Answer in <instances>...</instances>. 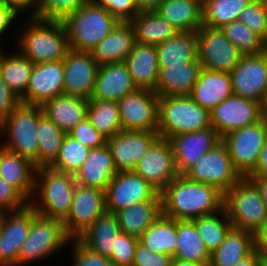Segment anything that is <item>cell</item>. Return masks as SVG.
Masks as SVG:
<instances>
[{"mask_svg":"<svg viewBox=\"0 0 267 266\" xmlns=\"http://www.w3.org/2000/svg\"><path fill=\"white\" fill-rule=\"evenodd\" d=\"M160 195L162 214L174 220H193L224 208L221 191L184 175H178Z\"/></svg>","mask_w":267,"mask_h":266,"instance_id":"cell-1","label":"cell"},{"mask_svg":"<svg viewBox=\"0 0 267 266\" xmlns=\"http://www.w3.org/2000/svg\"><path fill=\"white\" fill-rule=\"evenodd\" d=\"M26 18L13 39L18 50L34 64L63 60L70 47L62 20Z\"/></svg>","mask_w":267,"mask_h":266,"instance_id":"cell-2","label":"cell"},{"mask_svg":"<svg viewBox=\"0 0 267 266\" xmlns=\"http://www.w3.org/2000/svg\"><path fill=\"white\" fill-rule=\"evenodd\" d=\"M75 185L72 174L50 167L38 168L29 205L40 215L64 221L71 209Z\"/></svg>","mask_w":267,"mask_h":266,"instance_id":"cell-3","label":"cell"},{"mask_svg":"<svg viewBox=\"0 0 267 266\" xmlns=\"http://www.w3.org/2000/svg\"><path fill=\"white\" fill-rule=\"evenodd\" d=\"M62 22L71 50L91 52L120 22L93 1L68 13Z\"/></svg>","mask_w":267,"mask_h":266,"instance_id":"cell-4","label":"cell"},{"mask_svg":"<svg viewBox=\"0 0 267 266\" xmlns=\"http://www.w3.org/2000/svg\"><path fill=\"white\" fill-rule=\"evenodd\" d=\"M212 127L210 111L189 95L159 97L158 134L169 139L174 135Z\"/></svg>","mask_w":267,"mask_h":266,"instance_id":"cell-5","label":"cell"},{"mask_svg":"<svg viewBox=\"0 0 267 266\" xmlns=\"http://www.w3.org/2000/svg\"><path fill=\"white\" fill-rule=\"evenodd\" d=\"M42 106L20 103L2 121L0 144L31 161L37 168V125L43 115ZM5 138V139H4ZM2 141V142H1Z\"/></svg>","mask_w":267,"mask_h":266,"instance_id":"cell-6","label":"cell"},{"mask_svg":"<svg viewBox=\"0 0 267 266\" xmlns=\"http://www.w3.org/2000/svg\"><path fill=\"white\" fill-rule=\"evenodd\" d=\"M70 240L63 221L40 215L32 208L31 229L19 252L18 266L51 258L63 248L66 249Z\"/></svg>","mask_w":267,"mask_h":266,"instance_id":"cell-7","label":"cell"},{"mask_svg":"<svg viewBox=\"0 0 267 266\" xmlns=\"http://www.w3.org/2000/svg\"><path fill=\"white\" fill-rule=\"evenodd\" d=\"M224 208L234 228L251 233L267 218V207L261 194L248 178H241L224 194Z\"/></svg>","mask_w":267,"mask_h":266,"instance_id":"cell-8","label":"cell"},{"mask_svg":"<svg viewBox=\"0 0 267 266\" xmlns=\"http://www.w3.org/2000/svg\"><path fill=\"white\" fill-rule=\"evenodd\" d=\"M267 139V117L222 137L234 169L247 178L255 169Z\"/></svg>","mask_w":267,"mask_h":266,"instance_id":"cell-9","label":"cell"},{"mask_svg":"<svg viewBox=\"0 0 267 266\" xmlns=\"http://www.w3.org/2000/svg\"><path fill=\"white\" fill-rule=\"evenodd\" d=\"M197 46L199 62L207 70L230 73L243 56L221 28L202 25L197 30Z\"/></svg>","mask_w":267,"mask_h":266,"instance_id":"cell-10","label":"cell"},{"mask_svg":"<svg viewBox=\"0 0 267 266\" xmlns=\"http://www.w3.org/2000/svg\"><path fill=\"white\" fill-rule=\"evenodd\" d=\"M187 178L216 187L225 194L242 177L234 169L227 147L221 141L185 174Z\"/></svg>","mask_w":267,"mask_h":266,"instance_id":"cell-11","label":"cell"},{"mask_svg":"<svg viewBox=\"0 0 267 266\" xmlns=\"http://www.w3.org/2000/svg\"><path fill=\"white\" fill-rule=\"evenodd\" d=\"M123 131L158 132L159 96L151 90L136 89L118 101Z\"/></svg>","mask_w":267,"mask_h":266,"instance_id":"cell-12","label":"cell"},{"mask_svg":"<svg viewBox=\"0 0 267 266\" xmlns=\"http://www.w3.org/2000/svg\"><path fill=\"white\" fill-rule=\"evenodd\" d=\"M230 75L233 95L267 106V50L258 55H243Z\"/></svg>","mask_w":267,"mask_h":266,"instance_id":"cell-13","label":"cell"},{"mask_svg":"<svg viewBox=\"0 0 267 266\" xmlns=\"http://www.w3.org/2000/svg\"><path fill=\"white\" fill-rule=\"evenodd\" d=\"M211 125L221 136L255 124L265 116V108L258 102L231 95L210 111Z\"/></svg>","mask_w":267,"mask_h":266,"instance_id":"cell-14","label":"cell"},{"mask_svg":"<svg viewBox=\"0 0 267 266\" xmlns=\"http://www.w3.org/2000/svg\"><path fill=\"white\" fill-rule=\"evenodd\" d=\"M148 200H161V195L133 171L117 172L105 190L106 212L110 213Z\"/></svg>","mask_w":267,"mask_h":266,"instance_id":"cell-15","label":"cell"},{"mask_svg":"<svg viewBox=\"0 0 267 266\" xmlns=\"http://www.w3.org/2000/svg\"><path fill=\"white\" fill-rule=\"evenodd\" d=\"M105 212V191L76 183L70 212L63 221L66 234L77 239Z\"/></svg>","mask_w":267,"mask_h":266,"instance_id":"cell-16","label":"cell"},{"mask_svg":"<svg viewBox=\"0 0 267 266\" xmlns=\"http://www.w3.org/2000/svg\"><path fill=\"white\" fill-rule=\"evenodd\" d=\"M133 172L160 194L179 175L169 140L159 137L137 163Z\"/></svg>","mask_w":267,"mask_h":266,"instance_id":"cell-17","label":"cell"},{"mask_svg":"<svg viewBox=\"0 0 267 266\" xmlns=\"http://www.w3.org/2000/svg\"><path fill=\"white\" fill-rule=\"evenodd\" d=\"M174 161L179 175H184L206 152L218 145L222 138L213 128L182 133L170 137Z\"/></svg>","mask_w":267,"mask_h":266,"instance_id":"cell-18","label":"cell"},{"mask_svg":"<svg viewBox=\"0 0 267 266\" xmlns=\"http://www.w3.org/2000/svg\"><path fill=\"white\" fill-rule=\"evenodd\" d=\"M159 138L158 132L120 131L107 139L117 172L133 171Z\"/></svg>","mask_w":267,"mask_h":266,"instance_id":"cell-19","label":"cell"},{"mask_svg":"<svg viewBox=\"0 0 267 266\" xmlns=\"http://www.w3.org/2000/svg\"><path fill=\"white\" fill-rule=\"evenodd\" d=\"M32 224V207L3 212L0 229V266H18L22 244L29 235Z\"/></svg>","mask_w":267,"mask_h":266,"instance_id":"cell-20","label":"cell"},{"mask_svg":"<svg viewBox=\"0 0 267 266\" xmlns=\"http://www.w3.org/2000/svg\"><path fill=\"white\" fill-rule=\"evenodd\" d=\"M64 94L90 99L99 65L91 52L69 50L63 59Z\"/></svg>","mask_w":267,"mask_h":266,"instance_id":"cell-21","label":"cell"},{"mask_svg":"<svg viewBox=\"0 0 267 266\" xmlns=\"http://www.w3.org/2000/svg\"><path fill=\"white\" fill-rule=\"evenodd\" d=\"M63 60L34 64L22 103L42 106L46 101L64 93Z\"/></svg>","mask_w":267,"mask_h":266,"instance_id":"cell-22","label":"cell"},{"mask_svg":"<svg viewBox=\"0 0 267 266\" xmlns=\"http://www.w3.org/2000/svg\"><path fill=\"white\" fill-rule=\"evenodd\" d=\"M136 89L137 87L124 62L105 64L98 68L90 99L118 102Z\"/></svg>","mask_w":267,"mask_h":266,"instance_id":"cell-23","label":"cell"},{"mask_svg":"<svg viewBox=\"0 0 267 266\" xmlns=\"http://www.w3.org/2000/svg\"><path fill=\"white\" fill-rule=\"evenodd\" d=\"M116 173L111 150L106 144L90 149L74 178L77 184L105 191Z\"/></svg>","mask_w":267,"mask_h":266,"instance_id":"cell-24","label":"cell"},{"mask_svg":"<svg viewBox=\"0 0 267 266\" xmlns=\"http://www.w3.org/2000/svg\"><path fill=\"white\" fill-rule=\"evenodd\" d=\"M231 95L233 90L230 73L202 68L189 96L201 107L211 111Z\"/></svg>","mask_w":267,"mask_h":266,"instance_id":"cell-25","label":"cell"},{"mask_svg":"<svg viewBox=\"0 0 267 266\" xmlns=\"http://www.w3.org/2000/svg\"><path fill=\"white\" fill-rule=\"evenodd\" d=\"M36 170L31 161L0 144V176L28 201L34 194Z\"/></svg>","mask_w":267,"mask_h":266,"instance_id":"cell-26","label":"cell"},{"mask_svg":"<svg viewBox=\"0 0 267 266\" xmlns=\"http://www.w3.org/2000/svg\"><path fill=\"white\" fill-rule=\"evenodd\" d=\"M135 44V33L130 22H119L113 31L100 41L91 54L101 66L124 62Z\"/></svg>","mask_w":267,"mask_h":266,"instance_id":"cell-27","label":"cell"},{"mask_svg":"<svg viewBox=\"0 0 267 266\" xmlns=\"http://www.w3.org/2000/svg\"><path fill=\"white\" fill-rule=\"evenodd\" d=\"M124 63L138 89L155 91L160 69L155 46L135 42Z\"/></svg>","mask_w":267,"mask_h":266,"instance_id":"cell-28","label":"cell"},{"mask_svg":"<svg viewBox=\"0 0 267 266\" xmlns=\"http://www.w3.org/2000/svg\"><path fill=\"white\" fill-rule=\"evenodd\" d=\"M88 99L60 94L42 105L45 116L62 131L70 132L87 118Z\"/></svg>","mask_w":267,"mask_h":266,"instance_id":"cell-29","label":"cell"},{"mask_svg":"<svg viewBox=\"0 0 267 266\" xmlns=\"http://www.w3.org/2000/svg\"><path fill=\"white\" fill-rule=\"evenodd\" d=\"M155 93L159 96L190 95L199 78L202 65L199 59L184 66L159 67Z\"/></svg>","mask_w":267,"mask_h":266,"instance_id":"cell-30","label":"cell"},{"mask_svg":"<svg viewBox=\"0 0 267 266\" xmlns=\"http://www.w3.org/2000/svg\"><path fill=\"white\" fill-rule=\"evenodd\" d=\"M155 47L159 67L184 66L198 59L197 31H178Z\"/></svg>","mask_w":267,"mask_h":266,"instance_id":"cell-31","label":"cell"},{"mask_svg":"<svg viewBox=\"0 0 267 266\" xmlns=\"http://www.w3.org/2000/svg\"><path fill=\"white\" fill-rule=\"evenodd\" d=\"M120 233L117 215L105 212L77 239L91 251L110 259L115 238Z\"/></svg>","mask_w":267,"mask_h":266,"instance_id":"cell-32","label":"cell"},{"mask_svg":"<svg viewBox=\"0 0 267 266\" xmlns=\"http://www.w3.org/2000/svg\"><path fill=\"white\" fill-rule=\"evenodd\" d=\"M155 12L178 31H197L202 26L200 0H163Z\"/></svg>","mask_w":267,"mask_h":266,"instance_id":"cell-33","label":"cell"},{"mask_svg":"<svg viewBox=\"0 0 267 266\" xmlns=\"http://www.w3.org/2000/svg\"><path fill=\"white\" fill-rule=\"evenodd\" d=\"M6 52L0 44V73L9 89L21 99L26 94L34 63L17 48Z\"/></svg>","mask_w":267,"mask_h":266,"instance_id":"cell-34","label":"cell"},{"mask_svg":"<svg viewBox=\"0 0 267 266\" xmlns=\"http://www.w3.org/2000/svg\"><path fill=\"white\" fill-rule=\"evenodd\" d=\"M254 251L253 233L232 227L219 248L211 254L209 266H235Z\"/></svg>","mask_w":267,"mask_h":266,"instance_id":"cell-35","label":"cell"},{"mask_svg":"<svg viewBox=\"0 0 267 266\" xmlns=\"http://www.w3.org/2000/svg\"><path fill=\"white\" fill-rule=\"evenodd\" d=\"M121 232L139 238L162 214L161 200H148L115 213Z\"/></svg>","mask_w":267,"mask_h":266,"instance_id":"cell-36","label":"cell"},{"mask_svg":"<svg viewBox=\"0 0 267 266\" xmlns=\"http://www.w3.org/2000/svg\"><path fill=\"white\" fill-rule=\"evenodd\" d=\"M130 23L134 28L135 42L141 44L157 46L178 32L155 11L138 13Z\"/></svg>","mask_w":267,"mask_h":266,"instance_id":"cell-37","label":"cell"},{"mask_svg":"<svg viewBox=\"0 0 267 266\" xmlns=\"http://www.w3.org/2000/svg\"><path fill=\"white\" fill-rule=\"evenodd\" d=\"M138 239L153 252L174 257L177 248V220L161 214Z\"/></svg>","mask_w":267,"mask_h":266,"instance_id":"cell-38","label":"cell"},{"mask_svg":"<svg viewBox=\"0 0 267 266\" xmlns=\"http://www.w3.org/2000/svg\"><path fill=\"white\" fill-rule=\"evenodd\" d=\"M173 258L210 264L211 255L191 220H177V248Z\"/></svg>","mask_w":267,"mask_h":266,"instance_id":"cell-39","label":"cell"},{"mask_svg":"<svg viewBox=\"0 0 267 266\" xmlns=\"http://www.w3.org/2000/svg\"><path fill=\"white\" fill-rule=\"evenodd\" d=\"M37 169L50 167L57 159L60 147L67 135L43 114L37 125Z\"/></svg>","mask_w":267,"mask_h":266,"instance_id":"cell-40","label":"cell"},{"mask_svg":"<svg viewBox=\"0 0 267 266\" xmlns=\"http://www.w3.org/2000/svg\"><path fill=\"white\" fill-rule=\"evenodd\" d=\"M191 221L195 224L210 255L219 248L233 227L225 208L215 214L202 216Z\"/></svg>","mask_w":267,"mask_h":266,"instance_id":"cell-41","label":"cell"},{"mask_svg":"<svg viewBox=\"0 0 267 266\" xmlns=\"http://www.w3.org/2000/svg\"><path fill=\"white\" fill-rule=\"evenodd\" d=\"M87 118L107 139L122 131L116 101L89 99Z\"/></svg>","mask_w":267,"mask_h":266,"instance_id":"cell-42","label":"cell"},{"mask_svg":"<svg viewBox=\"0 0 267 266\" xmlns=\"http://www.w3.org/2000/svg\"><path fill=\"white\" fill-rule=\"evenodd\" d=\"M250 0H204L202 2V25L222 28L238 20L240 12Z\"/></svg>","mask_w":267,"mask_h":266,"instance_id":"cell-43","label":"cell"},{"mask_svg":"<svg viewBox=\"0 0 267 266\" xmlns=\"http://www.w3.org/2000/svg\"><path fill=\"white\" fill-rule=\"evenodd\" d=\"M221 30L243 55H258L267 50L265 41L239 20L224 25Z\"/></svg>","mask_w":267,"mask_h":266,"instance_id":"cell-44","label":"cell"},{"mask_svg":"<svg viewBox=\"0 0 267 266\" xmlns=\"http://www.w3.org/2000/svg\"><path fill=\"white\" fill-rule=\"evenodd\" d=\"M90 149L67 134L60 147L58 157L50 168L75 175L87 159Z\"/></svg>","mask_w":267,"mask_h":266,"instance_id":"cell-45","label":"cell"},{"mask_svg":"<svg viewBox=\"0 0 267 266\" xmlns=\"http://www.w3.org/2000/svg\"><path fill=\"white\" fill-rule=\"evenodd\" d=\"M238 20L266 42L267 0H250L240 12Z\"/></svg>","mask_w":267,"mask_h":266,"instance_id":"cell-46","label":"cell"},{"mask_svg":"<svg viewBox=\"0 0 267 266\" xmlns=\"http://www.w3.org/2000/svg\"><path fill=\"white\" fill-rule=\"evenodd\" d=\"M93 0H40V7L35 17L62 20L68 13L76 11Z\"/></svg>","mask_w":267,"mask_h":266,"instance_id":"cell-47","label":"cell"},{"mask_svg":"<svg viewBox=\"0 0 267 266\" xmlns=\"http://www.w3.org/2000/svg\"><path fill=\"white\" fill-rule=\"evenodd\" d=\"M139 239L121 232L115 238L112 249L111 262L114 266H132L135 247Z\"/></svg>","mask_w":267,"mask_h":266,"instance_id":"cell-48","label":"cell"},{"mask_svg":"<svg viewBox=\"0 0 267 266\" xmlns=\"http://www.w3.org/2000/svg\"><path fill=\"white\" fill-rule=\"evenodd\" d=\"M72 253L71 266H114L108 257L95 253L84 246L78 239L69 242Z\"/></svg>","mask_w":267,"mask_h":266,"instance_id":"cell-49","label":"cell"},{"mask_svg":"<svg viewBox=\"0 0 267 266\" xmlns=\"http://www.w3.org/2000/svg\"><path fill=\"white\" fill-rule=\"evenodd\" d=\"M68 135L91 149L102 147L107 143V138L91 124L88 118L75 126Z\"/></svg>","mask_w":267,"mask_h":266,"instance_id":"cell-50","label":"cell"},{"mask_svg":"<svg viewBox=\"0 0 267 266\" xmlns=\"http://www.w3.org/2000/svg\"><path fill=\"white\" fill-rule=\"evenodd\" d=\"M29 201L0 176V211L13 212L25 208Z\"/></svg>","mask_w":267,"mask_h":266,"instance_id":"cell-51","label":"cell"},{"mask_svg":"<svg viewBox=\"0 0 267 266\" xmlns=\"http://www.w3.org/2000/svg\"><path fill=\"white\" fill-rule=\"evenodd\" d=\"M119 21L130 22L139 12L136 0H93Z\"/></svg>","mask_w":267,"mask_h":266,"instance_id":"cell-52","label":"cell"},{"mask_svg":"<svg viewBox=\"0 0 267 266\" xmlns=\"http://www.w3.org/2000/svg\"><path fill=\"white\" fill-rule=\"evenodd\" d=\"M172 260V256L155 253L138 241L134 251L132 266H171Z\"/></svg>","mask_w":267,"mask_h":266,"instance_id":"cell-53","label":"cell"},{"mask_svg":"<svg viewBox=\"0 0 267 266\" xmlns=\"http://www.w3.org/2000/svg\"><path fill=\"white\" fill-rule=\"evenodd\" d=\"M20 103V98L9 89L0 73V120L3 121Z\"/></svg>","mask_w":267,"mask_h":266,"instance_id":"cell-54","label":"cell"},{"mask_svg":"<svg viewBox=\"0 0 267 266\" xmlns=\"http://www.w3.org/2000/svg\"><path fill=\"white\" fill-rule=\"evenodd\" d=\"M20 15L9 5L0 1V43L1 38L4 39V34L8 35L7 32L14 23H18ZM17 20V21H16Z\"/></svg>","mask_w":267,"mask_h":266,"instance_id":"cell-55","label":"cell"},{"mask_svg":"<svg viewBox=\"0 0 267 266\" xmlns=\"http://www.w3.org/2000/svg\"><path fill=\"white\" fill-rule=\"evenodd\" d=\"M12 7L21 17L23 16H35L38 13L40 7V0H0ZM29 12V13H27ZM26 13V14H25Z\"/></svg>","mask_w":267,"mask_h":266,"instance_id":"cell-56","label":"cell"},{"mask_svg":"<svg viewBox=\"0 0 267 266\" xmlns=\"http://www.w3.org/2000/svg\"><path fill=\"white\" fill-rule=\"evenodd\" d=\"M255 250L260 253H267V218L261 226L253 232Z\"/></svg>","mask_w":267,"mask_h":266,"instance_id":"cell-57","label":"cell"},{"mask_svg":"<svg viewBox=\"0 0 267 266\" xmlns=\"http://www.w3.org/2000/svg\"><path fill=\"white\" fill-rule=\"evenodd\" d=\"M248 177H267V139L254 171Z\"/></svg>","mask_w":267,"mask_h":266,"instance_id":"cell-58","label":"cell"},{"mask_svg":"<svg viewBox=\"0 0 267 266\" xmlns=\"http://www.w3.org/2000/svg\"><path fill=\"white\" fill-rule=\"evenodd\" d=\"M163 0H136L138 12H153Z\"/></svg>","mask_w":267,"mask_h":266,"instance_id":"cell-59","label":"cell"},{"mask_svg":"<svg viewBox=\"0 0 267 266\" xmlns=\"http://www.w3.org/2000/svg\"><path fill=\"white\" fill-rule=\"evenodd\" d=\"M250 179L258 188L262 200L267 207V177H247Z\"/></svg>","mask_w":267,"mask_h":266,"instance_id":"cell-60","label":"cell"},{"mask_svg":"<svg viewBox=\"0 0 267 266\" xmlns=\"http://www.w3.org/2000/svg\"><path fill=\"white\" fill-rule=\"evenodd\" d=\"M235 266H260V252L255 250L248 257L240 260Z\"/></svg>","mask_w":267,"mask_h":266,"instance_id":"cell-61","label":"cell"},{"mask_svg":"<svg viewBox=\"0 0 267 266\" xmlns=\"http://www.w3.org/2000/svg\"><path fill=\"white\" fill-rule=\"evenodd\" d=\"M171 266H209V264L197 263L192 261L173 258Z\"/></svg>","mask_w":267,"mask_h":266,"instance_id":"cell-62","label":"cell"},{"mask_svg":"<svg viewBox=\"0 0 267 266\" xmlns=\"http://www.w3.org/2000/svg\"><path fill=\"white\" fill-rule=\"evenodd\" d=\"M260 266H267V253H260Z\"/></svg>","mask_w":267,"mask_h":266,"instance_id":"cell-63","label":"cell"},{"mask_svg":"<svg viewBox=\"0 0 267 266\" xmlns=\"http://www.w3.org/2000/svg\"><path fill=\"white\" fill-rule=\"evenodd\" d=\"M2 220H3V212L0 211V229L2 226Z\"/></svg>","mask_w":267,"mask_h":266,"instance_id":"cell-64","label":"cell"},{"mask_svg":"<svg viewBox=\"0 0 267 266\" xmlns=\"http://www.w3.org/2000/svg\"><path fill=\"white\" fill-rule=\"evenodd\" d=\"M1 130H2V121L0 120V135H1Z\"/></svg>","mask_w":267,"mask_h":266,"instance_id":"cell-65","label":"cell"},{"mask_svg":"<svg viewBox=\"0 0 267 266\" xmlns=\"http://www.w3.org/2000/svg\"><path fill=\"white\" fill-rule=\"evenodd\" d=\"M265 116L267 117V106L265 107Z\"/></svg>","mask_w":267,"mask_h":266,"instance_id":"cell-66","label":"cell"}]
</instances>
